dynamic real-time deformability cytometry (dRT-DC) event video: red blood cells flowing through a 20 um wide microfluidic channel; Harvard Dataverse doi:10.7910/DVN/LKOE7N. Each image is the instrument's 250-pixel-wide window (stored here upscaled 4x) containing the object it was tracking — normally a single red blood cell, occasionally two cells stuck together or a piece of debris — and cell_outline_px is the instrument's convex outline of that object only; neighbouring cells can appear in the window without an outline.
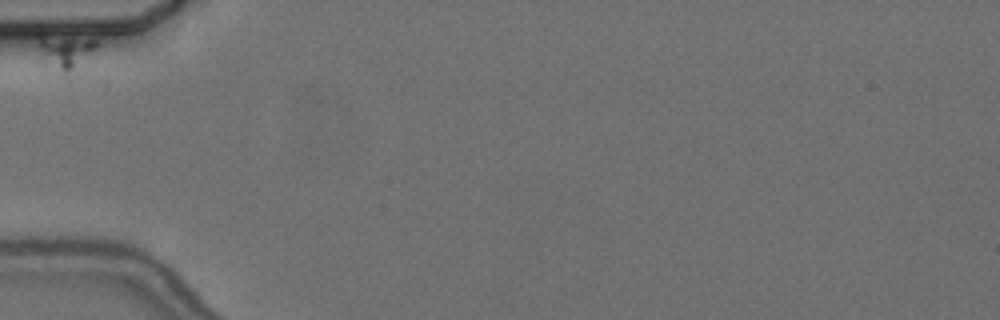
{"species": "common noctule bat (a hibernating species)", "species_latin": "Nyctalus noctula", "temperature_condition": "cold", "stored_images_in_passage": 2, "camera_frame_rate_fps": 3000, "um_per_image_px": 0.085, "animal": {"sex": "female", "body_mass_g": 24.6, "forearm_length_mm": 56.2}, "frame": {"image": 1, "passage_image": 1, "time_ms": 0.0, "image_size_px": [1000, 320], "cell_outline_px": [[96, 48], [68, 76], [64, 76], [40, 48], [40, 36], [96, 40]], "centroid_in_image_um": [5.68, 4.42], "position_along_channel_um": 79.3, "area_um2": 10.12}}